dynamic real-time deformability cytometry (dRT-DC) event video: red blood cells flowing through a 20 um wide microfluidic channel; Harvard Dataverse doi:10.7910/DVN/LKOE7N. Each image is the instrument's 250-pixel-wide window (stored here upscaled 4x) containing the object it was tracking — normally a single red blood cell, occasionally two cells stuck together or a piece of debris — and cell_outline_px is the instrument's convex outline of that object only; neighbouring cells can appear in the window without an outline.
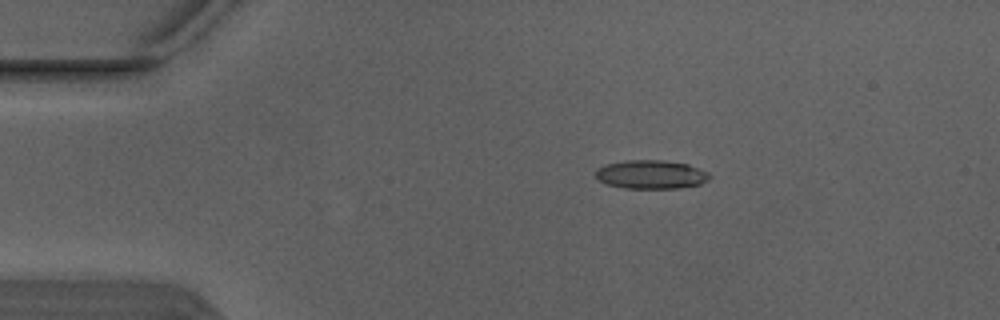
{"species": "Egyptian fruit bat (a non-hibernating species)", "species_latin": "Rousettus aegyptiacus", "temperature_condition": "warm", "stored_images_in_passage": 2, "camera_frame_rate_fps": 3000, "um_per_image_px": 0.085, "animal": {"sex": "male"}, "frame": {"image": 1, "passage_image": 2, "time_ms": 0.333, "image_size_px": [1000, 320], "cell_outline_px": [[712, 176], [708, 180], [700, 184], [680, 188], [624, 188], [608, 184], [600, 180], [596, 176], [596, 168], [604, 164], [628, 160], [664, 160], [688, 164], [708, 172]], "centroid_in_image_um": [55.35, 14.82], "position_along_channel_um": 29.6, "area_um2": 19.07}}